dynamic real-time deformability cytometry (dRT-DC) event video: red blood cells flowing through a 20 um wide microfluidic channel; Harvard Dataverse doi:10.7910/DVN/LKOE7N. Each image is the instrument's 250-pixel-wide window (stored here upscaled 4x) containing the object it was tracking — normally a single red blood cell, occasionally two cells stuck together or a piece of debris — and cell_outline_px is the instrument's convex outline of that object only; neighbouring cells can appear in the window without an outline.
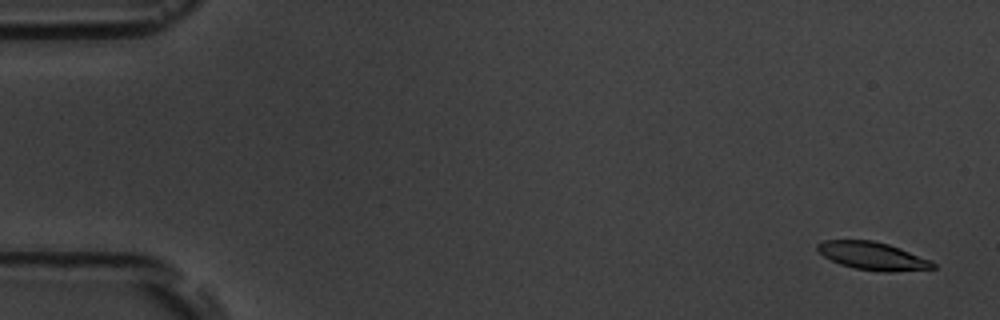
{"species": "common noctule bat (a hibernating species)", "species_latin": "Nyctalus noctula", "temperature_condition": "room temperature", "stored_images_in_passage": 5, "camera_frame_rate_fps": 3000, "um_per_image_px": 0.085, "animal": {"sex": "male", "body_mass_g": 19.5, "forearm_length_mm": 54.6}, "frame": {"image": 1, "passage_image": 1, "time_ms": 0.0, "image_size_px": [1000, 320], "cell_outline_px": [[936, 268], [892, 272], [880, 272], [856, 268], [840, 264], [824, 256], [816, 248], [816, 244], [824, 240], [872, 240], [888, 244], [900, 248], [932, 260], [936, 264]], "centroid_in_image_um": [74.21, 21.76], "position_along_channel_um": 10.8, "area_um2": 18.79}}
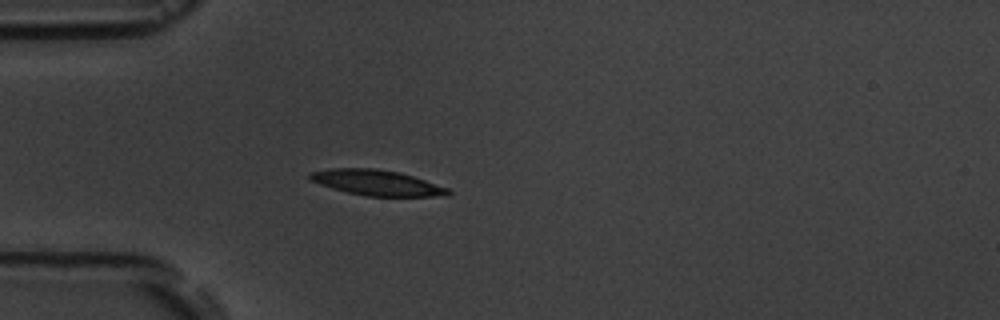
{"frame": {"image": 2, "passage_image": 5, "time_ms": 4.667, "image_size_px": [1000, 320], "cell_outline_px": [[452, 192], [448, 196], [368, 196], [348, 192], [332, 188], [308, 180], [308, 172], [332, 168], [376, 168], [400, 172], [448, 188]], "centroid_in_image_um": [32.0, 15.52], "position_along_channel_um": 53.0, "area_um2": 20.52}}